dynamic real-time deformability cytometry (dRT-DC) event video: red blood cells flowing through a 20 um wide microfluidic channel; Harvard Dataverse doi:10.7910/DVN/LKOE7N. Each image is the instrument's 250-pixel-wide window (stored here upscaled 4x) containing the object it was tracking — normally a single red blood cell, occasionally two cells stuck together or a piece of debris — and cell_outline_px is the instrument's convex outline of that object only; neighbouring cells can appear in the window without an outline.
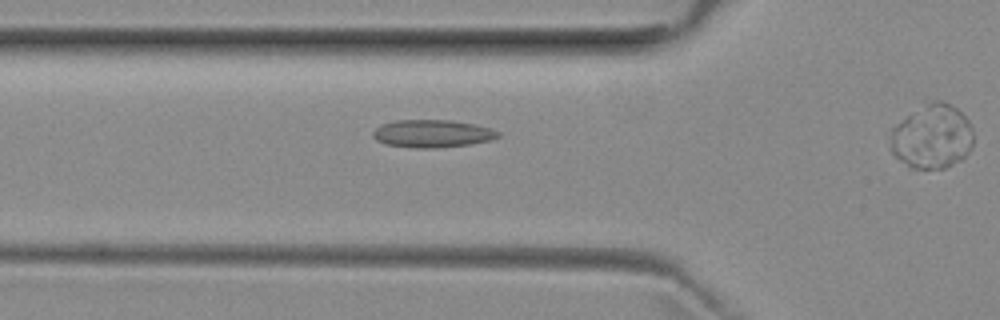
{"species": "common noctule bat (a hibernating species)", "species_latin": "Nyctalus noctula", "temperature_condition": "room temperature", "stored_images_in_passage": 40, "segment_of_instrument_passage": [1, 2], "camera_frame_rate_fps": 3000, "um_per_image_px": 0.085, "animal": {"sex": "female", "body_mass_g": 29.2, "forearm_length_mm": 56.3}, "frame": {"image": 1, "passage_image": 16, "time_ms": 5.0, "image_size_px": [1000, 320], "cell_outline_px": [[500, 136], [492, 140], [468, 144], [436, 148], [416, 148], [384, 144], [376, 140], [372, 136], [372, 132], [380, 124], [396, 120], [448, 120], [472, 124], [488, 128], [500, 132]], "centroid_in_image_um": [36.69, 11.36], "position_along_channel_um": 89.1, "area_um2": 20.11}}
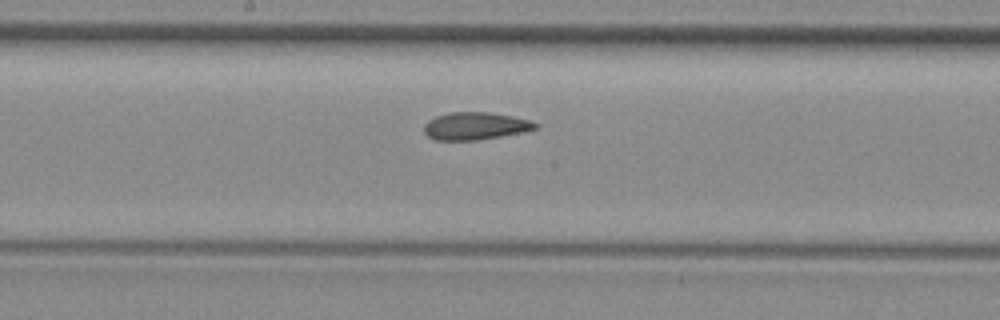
{"frame": {"image": 2, "passage_image": 25, "time_ms": 8.0, "image_size_px": [1000, 320], "cell_outline_px": [[540, 124], [536, 128], [520, 132], [500, 136], [476, 140], [436, 140], [428, 136], [424, 132], [424, 124], [428, 120], [436, 116], [448, 112], [488, 112], [512, 116], [532, 120]], "centroid_in_image_um": [40.38, 10.7], "position_along_channel_um": 207.8, "area_um2": 17.8}}
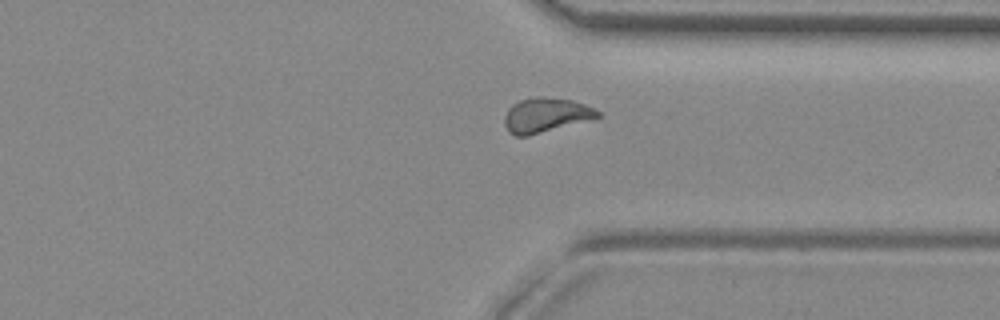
{"frame": {"image": 3, "passage_image": 37, "time_ms": 12.0, "image_size_px": [1000, 320], "cell_outline_px": [[600, 116], [528, 136], [516, 136], [508, 132], [504, 124], [504, 116], [508, 108], [512, 104], [520, 100], [536, 96], [544, 96], [572, 100], [584, 104], [600, 112]], "centroid_in_image_um": [46.32, 9.77], "position_along_channel_um": 365.1, "area_um2": 18.55}}